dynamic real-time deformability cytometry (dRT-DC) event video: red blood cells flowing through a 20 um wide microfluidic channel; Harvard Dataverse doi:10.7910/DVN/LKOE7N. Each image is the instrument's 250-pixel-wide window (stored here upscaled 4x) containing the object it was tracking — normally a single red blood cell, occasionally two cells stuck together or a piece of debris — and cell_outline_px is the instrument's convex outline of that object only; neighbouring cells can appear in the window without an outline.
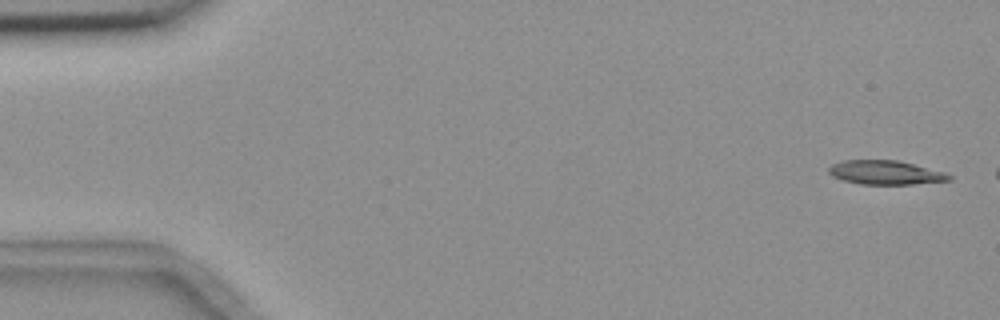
{"species": "common noctule bat (a hibernating species)", "species_latin": "Nyctalus noctula", "temperature_condition": "room temperature", "stored_images_in_passage": 3, "camera_frame_rate_fps": 3000, "um_per_image_px": 0.085, "animal": {"sex": "female", "body_mass_g": 18.4}, "frame": {"image": 1, "passage_image": 1, "time_ms": 0.0, "image_size_px": [1000, 320], "cell_outline_px": [[952, 180], [912, 184], [860, 184], [844, 180], [832, 176], [828, 172], [828, 168], [832, 164], [844, 160], [896, 160], [944, 172], [952, 176]], "centroid_in_image_um": [75.24, 14.66], "position_along_channel_um": 9.8, "area_um2": 16.65}}